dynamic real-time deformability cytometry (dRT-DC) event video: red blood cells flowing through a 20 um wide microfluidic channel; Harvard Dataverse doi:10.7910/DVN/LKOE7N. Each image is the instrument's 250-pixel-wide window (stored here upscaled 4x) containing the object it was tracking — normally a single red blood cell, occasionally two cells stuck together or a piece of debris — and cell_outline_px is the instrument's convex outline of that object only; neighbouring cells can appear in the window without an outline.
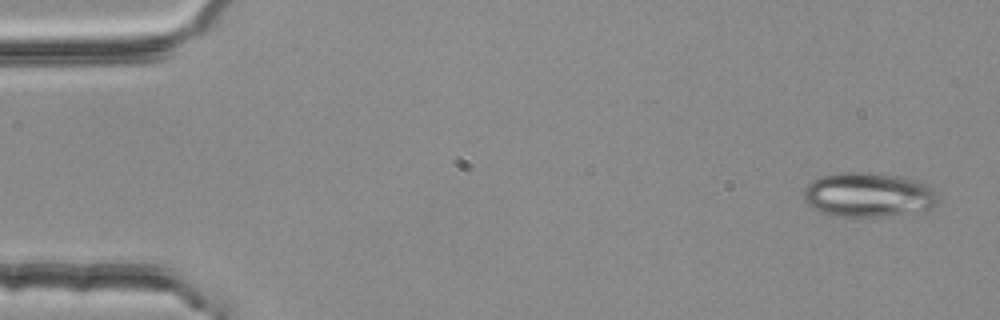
{"species": "common noctule bat (a hibernating species)", "species_latin": "Nyctalus noctula", "temperature_condition": "room temperature", "stored_images_in_passage": 5, "camera_frame_rate_fps": 3000, "um_per_image_px": 0.085, "animal": {"sex": "female", "body_mass_g": 25.1}, "frame": {"image": 1, "passage_image": 1, "time_ms": 0.0, "image_size_px": [1000, 320], "cell_outline_px": [[940, 204], [920, 212], [888, 216], [844, 216], [824, 212], [808, 204], [804, 200], [804, 188], [812, 180], [820, 176], [836, 172], [868, 172], [904, 176], [920, 180], [928, 184], [936, 192], [940, 200]], "centroid_in_image_um": [73.9, 16.53], "position_along_channel_um": 11.1, "area_um2": 35.32}}